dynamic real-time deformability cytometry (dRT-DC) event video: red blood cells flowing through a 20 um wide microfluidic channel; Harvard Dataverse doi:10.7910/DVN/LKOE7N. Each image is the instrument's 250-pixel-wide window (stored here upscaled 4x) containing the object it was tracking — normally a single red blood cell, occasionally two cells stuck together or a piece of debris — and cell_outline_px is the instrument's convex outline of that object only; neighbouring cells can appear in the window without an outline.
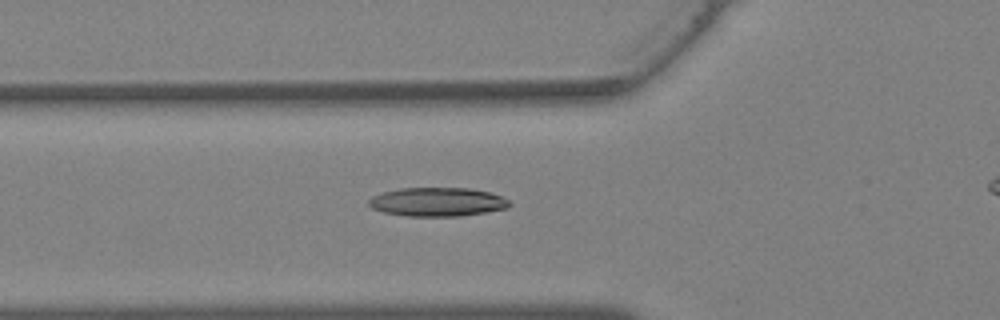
{"species": "Egyptian fruit bat (a non-hibernating species)", "species_latin": "Rousettus aegyptiacus", "temperature_condition": "warm", "stored_images_in_passage": 35, "camera_frame_rate_fps": 3000, "um_per_image_px": 0.085, "animal": {"sex": "female"}, "frame": {"image": 1, "passage_image": 14, "time_ms": 4.333, "image_size_px": [1000, 320], "cell_outline_px": [[512, 204], [508, 208], [484, 212], [456, 216], [408, 216], [384, 212], [372, 208], [368, 204], [368, 200], [372, 196], [384, 192], [400, 188], [468, 188], [488, 192], [504, 196], [512, 200]], "centroid_in_image_um": [37.22, 17.16], "position_along_channel_um": 88.6, "area_um2": 23.64}}
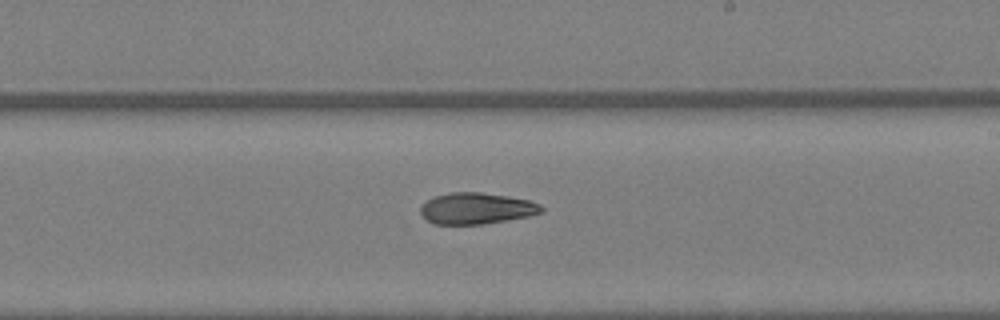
{"frame": {"image": 2, "passage_image": 23, "time_ms": 7.333, "image_size_px": [1000, 320], "cell_outline_px": [[544, 212], [528, 216], [484, 224], [436, 224], [428, 220], [420, 212], [420, 208], [428, 200], [436, 196], [448, 192], [480, 192], [508, 196], [528, 200], [540, 204], [544, 208]], "centroid_in_image_um": [40.53, 17.71], "position_along_channel_um": 248.5, "area_um2": 21.91}}
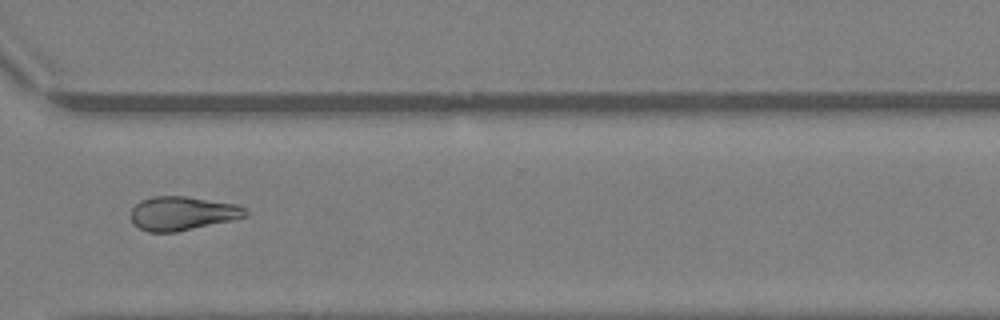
{"frame": {"image": 3, "passage_image": 29, "time_ms": 9.333, "image_size_px": [1000, 320], "cell_outline_px": [[248, 216], [232, 220], [176, 232], [148, 232], [132, 224], [132, 208], [140, 200], [152, 196], [184, 196], [236, 204], [244, 208], [248, 212]], "centroid_in_image_um": [15.49, 18.13], "position_along_channel_um": 355.1, "area_um2": 22.54}}